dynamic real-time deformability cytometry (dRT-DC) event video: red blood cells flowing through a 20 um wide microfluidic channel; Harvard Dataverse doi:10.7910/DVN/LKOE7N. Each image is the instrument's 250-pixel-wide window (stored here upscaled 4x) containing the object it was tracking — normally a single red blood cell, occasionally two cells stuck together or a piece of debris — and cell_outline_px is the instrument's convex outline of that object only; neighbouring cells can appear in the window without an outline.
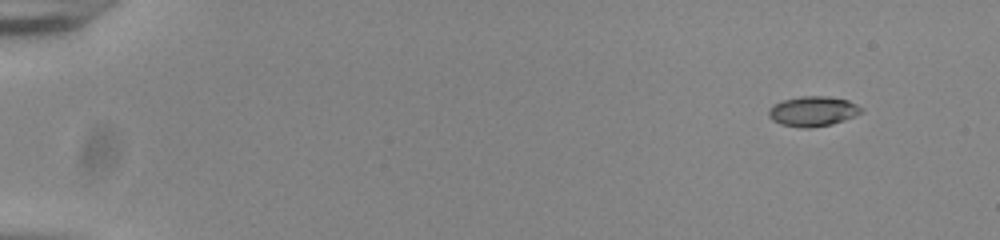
{"species": "common noctule bat (a hibernating species)", "species_latin": "Nyctalus noctula", "temperature_condition": "room temperature", "stored_images_in_passage": 51, "camera_frame_rate_fps": 3000, "um_per_image_px": 0.085, "animal": {"sex": "male", "body_mass_g": 20.0, "forearm_length_mm": 53.3}, "frame": {"image": 1, "passage_image": 1, "time_ms": 0.0, "image_size_px": [1000, 240], "cell_outline_px": [[864, 112], [844, 120], [832, 124], [808, 128], [800, 128], [780, 124], [772, 120], [768, 116], [768, 108], [784, 100], [800, 96], [824, 96], [848, 100], [864, 108]], "centroid_in_image_um": [69.11, 9.46], "position_along_channel_um": 15.9, "area_um2": 16.24}}
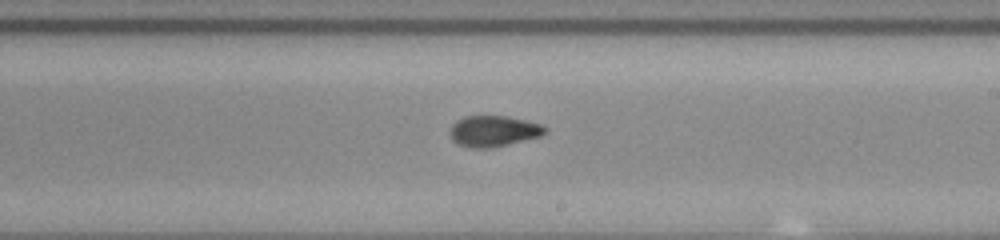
{"frame": {"image": 2, "passage_image": 30, "time_ms": 9.667, "image_size_px": [1000, 240], "cell_outline_px": [[548, 132], [540, 136], [488, 148], [472, 148], [460, 144], [452, 140], [448, 132], [452, 124], [456, 120], [464, 116], [508, 116], [540, 124], [548, 128]], "centroid_in_image_um": [41.92, 11.13], "position_along_channel_um": 247.1, "area_um2": 17.05}}
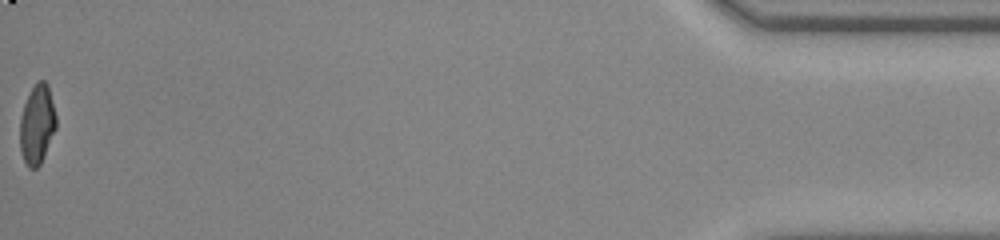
{"frame": {"image": 3, "passage_image": 51, "time_ms": 16.667, "image_size_px": [1000, 240], "cell_outline_px": [[56, 128], [44, 156], [40, 164], [36, 168], [28, 168], [20, 152], [20, 116], [24, 104], [36, 80], [44, 80], [48, 84], [56, 116]], "centroid_in_image_um": [3.14, 10.57], "position_along_channel_um": 432.1, "area_um2": 16.76}, "authors_computed_cell_mechanics": {"area_um2": 17.1088, "velocity_mm_per_s": 3.8804, "shape_relaxation_time_tau1_ms": 4.8133, "shape_relaxation_time_tau2_ms": 1.4185, "deformation_change_tau1": 0.1851, "deformation_change_tau2": 0.0616}}